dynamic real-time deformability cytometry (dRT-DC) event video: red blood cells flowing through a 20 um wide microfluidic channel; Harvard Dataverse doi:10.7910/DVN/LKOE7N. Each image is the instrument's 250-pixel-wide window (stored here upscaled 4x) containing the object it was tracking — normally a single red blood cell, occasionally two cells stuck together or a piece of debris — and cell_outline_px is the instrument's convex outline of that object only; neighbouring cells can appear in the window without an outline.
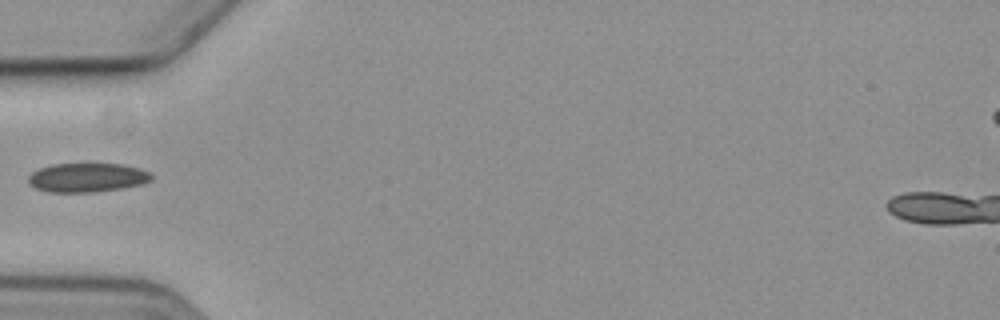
{"species": "common noctule bat (a hibernating species)", "species_latin": "Nyctalus noctula", "temperature_condition": "cold", "stored_images_in_passage": 1, "camera_frame_rate_fps": 3000, "um_per_image_px": 0.085, "animal": {"sex": "female", "body_mass_g": 19.3, "forearm_length_mm": 54.1}, "frame": {"image": 1, "passage_image": 1, "time_ms": 0.0, "image_size_px": [1000, 320], "cell_outline_px": [[152, 180], [144, 184], [124, 188], [92, 192], [48, 192], [36, 188], [28, 184], [28, 176], [32, 172], [40, 168], [52, 164], [120, 164], [140, 168], [148, 172], [152, 176]], "centroid_in_image_um": [7.41, 15.1], "position_along_channel_um": 77.6, "area_um2": 20.92}}